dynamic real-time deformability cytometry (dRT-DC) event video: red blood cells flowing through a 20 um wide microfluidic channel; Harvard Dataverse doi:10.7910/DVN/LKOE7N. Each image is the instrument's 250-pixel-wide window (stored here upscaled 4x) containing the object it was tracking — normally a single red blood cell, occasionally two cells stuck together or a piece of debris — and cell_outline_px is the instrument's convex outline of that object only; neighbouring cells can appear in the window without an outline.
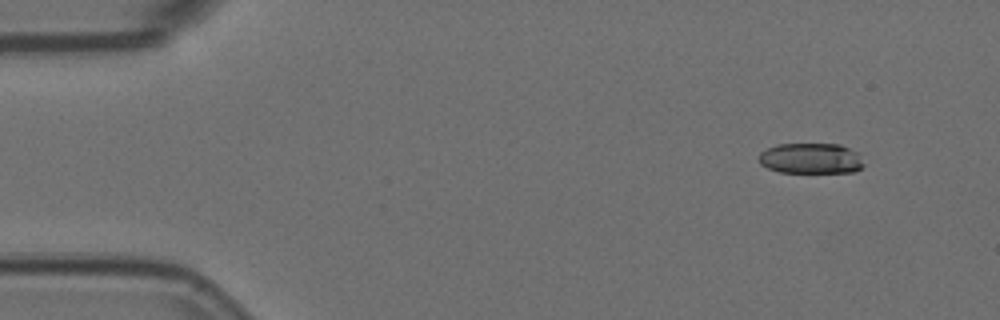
{"species": "Egyptian fruit bat (a non-hibernating species)", "species_latin": "Rousettus aegyptiacus", "temperature_condition": "room temperature", "stored_images_in_passage": 7, "camera_frame_rate_fps": 3000, "um_per_image_px": 0.085, "animal": {"sex": "female"}, "frame": {"image": 1, "passage_image": 2, "time_ms": 0.333, "image_size_px": [1000, 320], "cell_outline_px": [[864, 164], [860, 168], [852, 172], [780, 172], [768, 168], [760, 164], [760, 152], [776, 144], [840, 144], [860, 152]], "centroid_in_image_um": [68.96, 13.45], "position_along_channel_um": 16.0, "area_um2": 18.79}}